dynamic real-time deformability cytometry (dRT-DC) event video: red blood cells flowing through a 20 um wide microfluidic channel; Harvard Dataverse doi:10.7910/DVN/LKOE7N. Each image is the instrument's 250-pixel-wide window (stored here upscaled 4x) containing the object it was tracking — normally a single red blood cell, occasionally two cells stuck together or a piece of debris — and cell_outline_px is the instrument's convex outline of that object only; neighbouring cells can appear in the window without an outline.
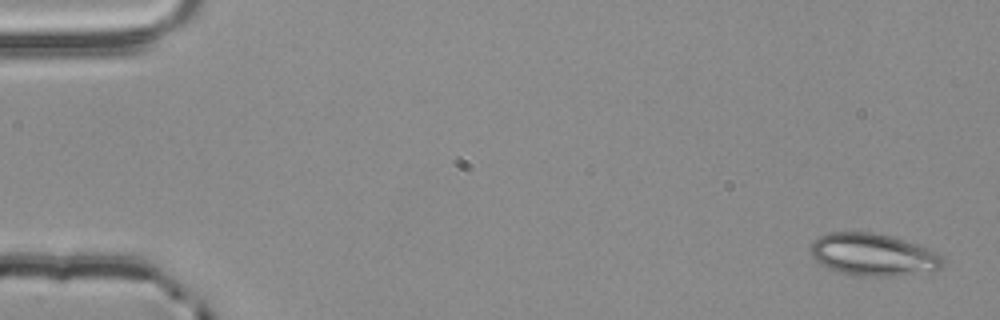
{"species": "common noctule bat (a hibernating species)", "species_latin": "Nyctalus noctula", "temperature_condition": "room temperature", "stored_images_in_passage": 4, "camera_frame_rate_fps": 3000, "um_per_image_px": 0.085, "animal": {"sex": "male", "body_mass_g": 20.4}, "frame": {"image": 1, "passage_image": 1, "time_ms": 0.0, "image_size_px": [1000, 320], "cell_outline_px": [[944, 264], [940, 268], [932, 272], [896, 276], [860, 276], [840, 272], [828, 268], [820, 264], [812, 256], [812, 240], [820, 236], [832, 232], [872, 232], [892, 236], [940, 252], [944, 256]], "centroid_in_image_um": [74.29, 21.66], "position_along_channel_um": 10.7, "area_um2": 32.89}}